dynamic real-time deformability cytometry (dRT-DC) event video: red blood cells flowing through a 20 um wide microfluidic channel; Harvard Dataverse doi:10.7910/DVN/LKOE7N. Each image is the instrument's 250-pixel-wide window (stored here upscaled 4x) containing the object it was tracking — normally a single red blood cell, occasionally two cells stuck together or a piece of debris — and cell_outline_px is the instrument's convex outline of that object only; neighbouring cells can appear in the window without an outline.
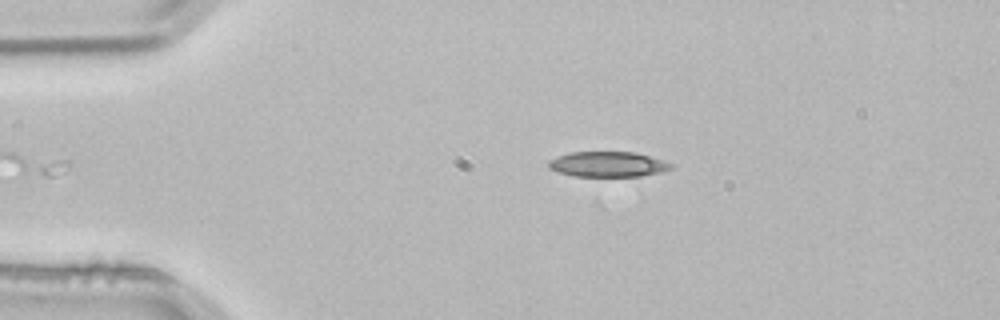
{"species": "common noctule bat (a hibernating species)", "species_latin": "Nyctalus noctula", "temperature_condition": "room temperature", "stored_images_in_passage": 2, "segment_of_instrument_passage": [2, 2], "camera_frame_rate_fps": 3000, "um_per_image_px": 0.085, "animal": {"sex": "male", "body_mass_g": 21.5, "forearm_length_mm": 52.0}, "frame": {"image": 1, "passage_image": 2, "time_ms": 0.333, "image_size_px": [1000, 320], "cell_outline_px": [[672, 168], [660, 172], [640, 176], [572, 176], [548, 168], [548, 160], [572, 152], [636, 152], [664, 160], [672, 164]], "centroid_in_image_um": [51.67, 13.96], "position_along_channel_um": 33.3, "area_um2": 17.92}}